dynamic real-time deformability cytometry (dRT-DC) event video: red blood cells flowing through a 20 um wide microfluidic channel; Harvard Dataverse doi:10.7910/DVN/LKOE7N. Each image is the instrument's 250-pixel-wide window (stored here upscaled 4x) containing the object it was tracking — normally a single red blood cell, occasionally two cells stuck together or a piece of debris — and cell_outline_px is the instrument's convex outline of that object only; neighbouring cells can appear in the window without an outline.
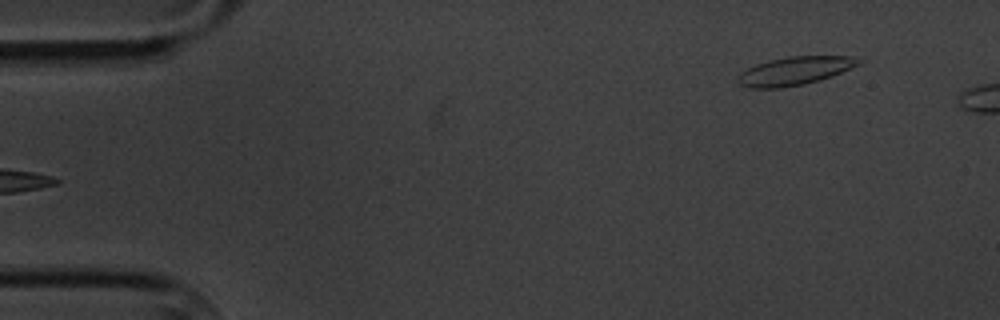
{"species": "common noctule bat (a hibernating species)", "species_latin": "Nyctalus noctula", "temperature_condition": "cold", "stored_images_in_passage": 6, "camera_frame_rate_fps": 3000, "um_per_image_px": 0.085, "animal": {"sex": "male", "body_mass_g": 20.1, "forearm_length_mm": 53.5}, "frame": {"image": 1, "passage_image": 6, "time_ms": 6.333, "image_size_px": [1000, 320], "cell_outline_px": [[864, 60], [860, 64], [832, 76], [820, 80], [804, 84], [780, 88], [748, 88], [740, 84], [736, 80], [740, 72], [756, 64], [768, 60], [788, 56], [852, 56]], "centroid_in_image_um": [67.55, 6.02], "position_along_channel_um": 17.5, "area_um2": 20.06}}